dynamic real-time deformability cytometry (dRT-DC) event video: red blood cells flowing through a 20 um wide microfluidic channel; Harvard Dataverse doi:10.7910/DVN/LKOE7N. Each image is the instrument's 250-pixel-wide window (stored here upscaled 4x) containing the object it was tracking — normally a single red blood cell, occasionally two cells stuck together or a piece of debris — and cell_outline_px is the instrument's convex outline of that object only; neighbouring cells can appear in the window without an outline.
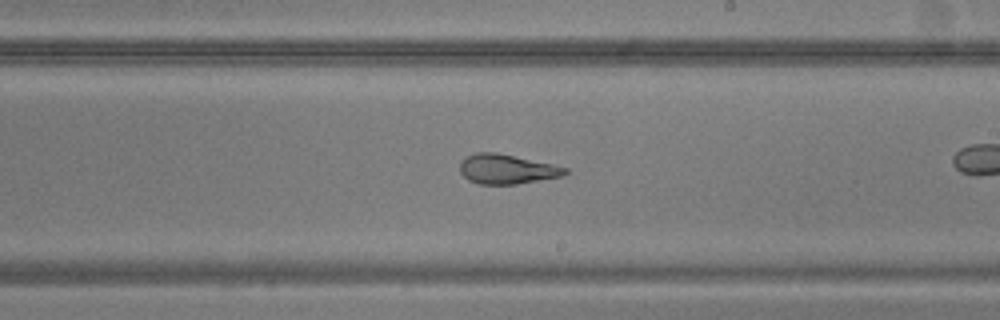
{"species": "common noctule bat (a hibernating species)", "species_latin": "Nyctalus noctula", "temperature_condition": "warm", "stored_images_in_passage": 25, "camera_frame_rate_fps": 3000, "um_per_image_px": 0.085, "animal": {"sex": "male", "body_mass_g": 20.5, "forearm_length_mm": 52.5}, "frame": {"image": 1, "passage_image": 15, "time_ms": 4.667, "image_size_px": [1000, 320], "cell_outline_px": [[568, 172], [564, 176], [516, 184], [480, 184], [468, 180], [460, 172], [460, 160], [476, 152], [496, 152], [552, 164], [568, 168]], "centroid_in_image_um": [43.08, 14.37], "position_along_channel_um": 245.9, "area_um2": 18.15}}
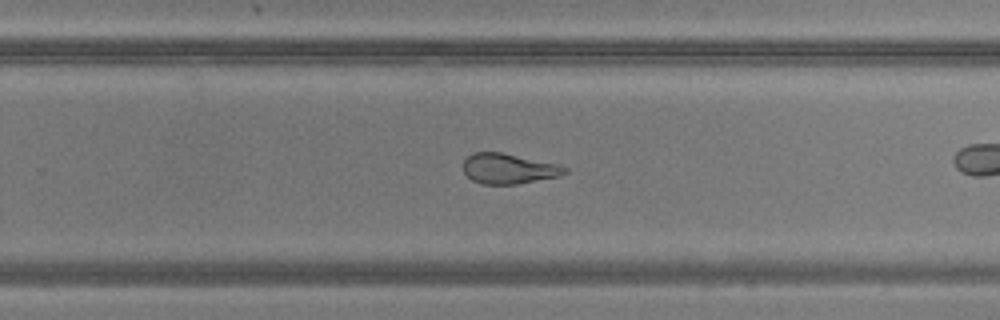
{"frame": {"image": 2, "passage_image": 18, "time_ms": 5.667, "image_size_px": [1000, 320], "cell_outline_px": [[568, 172], [560, 176], [516, 184], [484, 184], [472, 180], [464, 172], [464, 160], [472, 152], [500, 152], [556, 164], [568, 168]], "centroid_in_image_um": [43.22, 14.34], "position_along_channel_um": 286.6, "area_um2": 17.69}}